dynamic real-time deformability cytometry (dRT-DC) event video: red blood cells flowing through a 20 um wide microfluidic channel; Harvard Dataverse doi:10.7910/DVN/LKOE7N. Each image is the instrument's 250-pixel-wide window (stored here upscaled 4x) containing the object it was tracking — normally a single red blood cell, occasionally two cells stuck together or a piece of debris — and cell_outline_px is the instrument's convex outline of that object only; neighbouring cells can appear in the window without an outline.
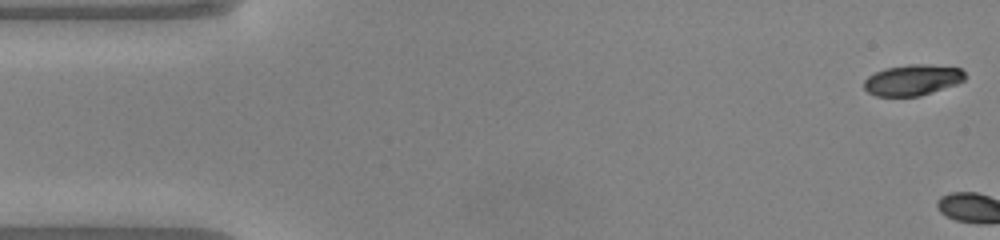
{"species": "common noctule bat (a hibernating species)", "species_latin": "Nyctalus noctula", "temperature_condition": "warm", "stored_images_in_passage": 3, "camera_frame_rate_fps": 3000, "um_per_image_px": 0.085, "animal": {"sex": "male", "body_mass_g": 20.0, "forearm_length_mm": 53.3}, "frame": {"image": 1, "passage_image": 1, "time_ms": 0.0, "image_size_px": [1000, 240], "cell_outline_px": [[964, 80], [956, 84], [920, 96], [876, 96], [868, 92], [864, 88], [864, 80], [868, 76], [876, 72], [888, 68], [912, 64], [924, 64], [960, 68], [964, 72]], "centroid_in_image_um": [77.55, 6.81], "position_along_channel_um": 7.5, "area_um2": 17.92}}